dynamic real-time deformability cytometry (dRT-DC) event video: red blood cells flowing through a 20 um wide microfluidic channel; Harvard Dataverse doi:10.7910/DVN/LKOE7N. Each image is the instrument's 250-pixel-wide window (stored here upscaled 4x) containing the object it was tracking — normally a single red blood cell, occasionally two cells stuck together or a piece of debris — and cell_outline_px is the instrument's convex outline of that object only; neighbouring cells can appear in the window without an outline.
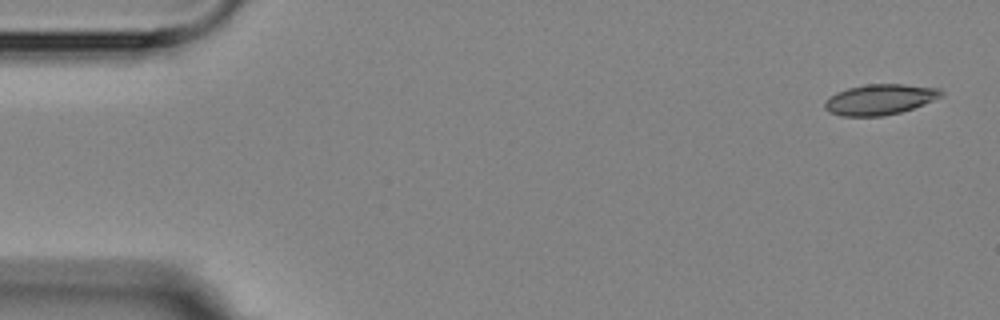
{"species": "Egyptian fruit bat (a non-hibernating species)", "species_latin": "Rousettus aegyptiacus", "temperature_condition": "room temperature", "stored_images_in_passage": 6, "camera_frame_rate_fps": 3000, "um_per_image_px": 0.085, "animal": {"sex": "female"}, "frame": {"image": 1, "passage_image": 1, "time_ms": 0.0, "image_size_px": [1000, 320], "cell_outline_px": [[944, 96], [924, 104], [900, 112], [884, 116], [840, 116], [828, 112], [824, 108], [824, 104], [836, 92], [848, 88], [868, 84], [904, 84], [940, 88], [944, 92]], "centroid_in_image_um": [74.82, 8.45], "position_along_channel_um": 10.2, "area_um2": 20.75}}